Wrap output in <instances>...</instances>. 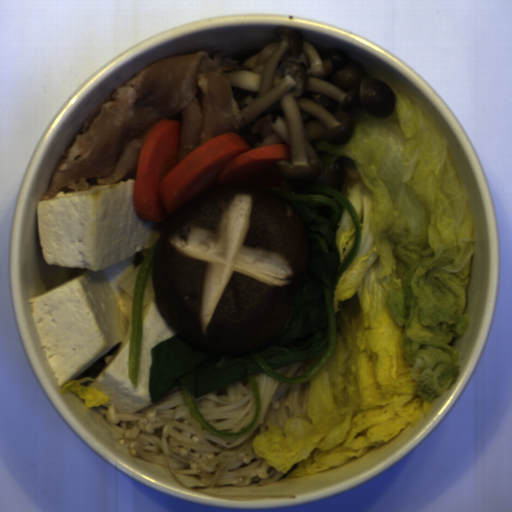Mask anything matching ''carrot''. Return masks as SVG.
Returning a JSON list of instances; mask_svg holds the SVG:
<instances>
[{"label":"carrot","instance_id":"obj_1","mask_svg":"<svg viewBox=\"0 0 512 512\" xmlns=\"http://www.w3.org/2000/svg\"><path fill=\"white\" fill-rule=\"evenodd\" d=\"M180 122L160 118L149 129L140 148L133 204L147 222L168 221L184 199L210 186L248 178L258 170L276 168L291 160V147L268 144L253 148L235 132L209 139L177 162Z\"/></svg>","mask_w":512,"mask_h":512}]
</instances>
